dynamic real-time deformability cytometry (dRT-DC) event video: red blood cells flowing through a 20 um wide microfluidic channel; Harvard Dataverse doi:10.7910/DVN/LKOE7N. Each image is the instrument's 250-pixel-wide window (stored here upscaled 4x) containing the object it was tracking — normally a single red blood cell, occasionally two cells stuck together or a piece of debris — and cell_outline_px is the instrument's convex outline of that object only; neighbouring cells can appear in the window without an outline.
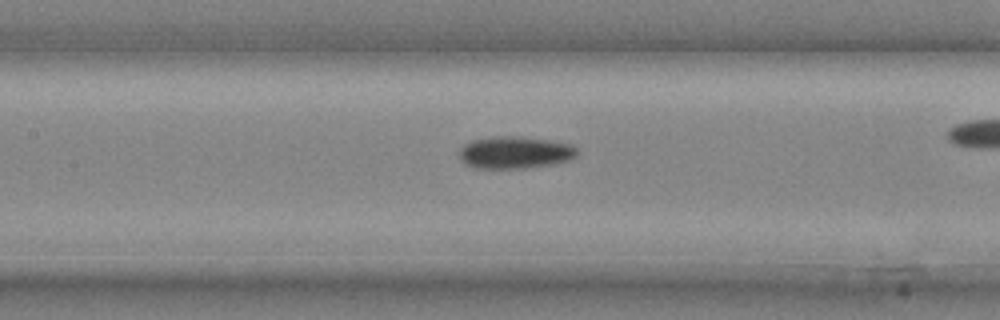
{"species": "common noctule bat (a hibernating species)", "species_latin": "Nyctalus noctula", "temperature_condition": "cold", "stored_images_in_passage": 26, "camera_frame_rate_fps": 3000, "um_per_image_px": 0.085, "animal": {"sex": "male", "body_mass_g": 20.4}, "frame": {"image": 1, "passage_image": 15, "time_ms": 4.667, "image_size_px": [1000, 320], "cell_outline_px": [[576, 156], [572, 160], [552, 164], [524, 168], [472, 168], [464, 164], [460, 160], [460, 148], [464, 144], [472, 140], [492, 136], [520, 136], [548, 140], [572, 144], [576, 148]], "centroid_in_image_um": [43.75, 12.96], "position_along_channel_um": 163.7, "area_um2": 22.31}}
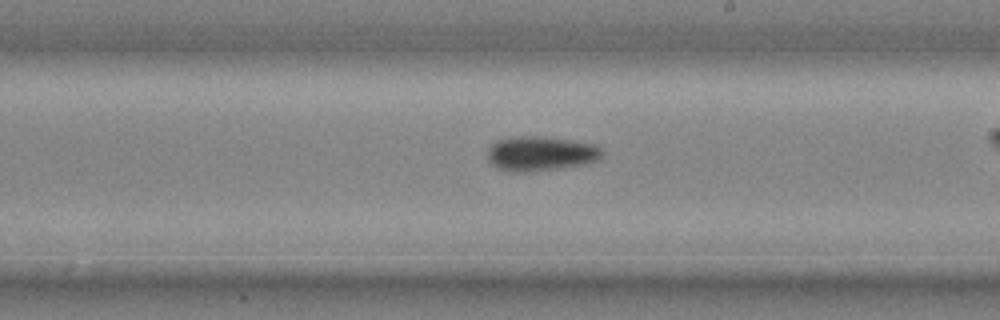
{"frame": {"image": 2, "passage_image": 19, "time_ms": 6.0, "image_size_px": [1000, 320], "cell_outline_px": [[604, 156], [600, 160], [584, 164], [528, 172], [516, 172], [496, 168], [488, 160], [488, 148], [496, 140], [512, 136], [540, 136], [572, 140], [596, 144], [604, 152]], "centroid_in_image_um": [45.97, 13.04], "position_along_channel_um": 243.0, "area_um2": 23.35}}